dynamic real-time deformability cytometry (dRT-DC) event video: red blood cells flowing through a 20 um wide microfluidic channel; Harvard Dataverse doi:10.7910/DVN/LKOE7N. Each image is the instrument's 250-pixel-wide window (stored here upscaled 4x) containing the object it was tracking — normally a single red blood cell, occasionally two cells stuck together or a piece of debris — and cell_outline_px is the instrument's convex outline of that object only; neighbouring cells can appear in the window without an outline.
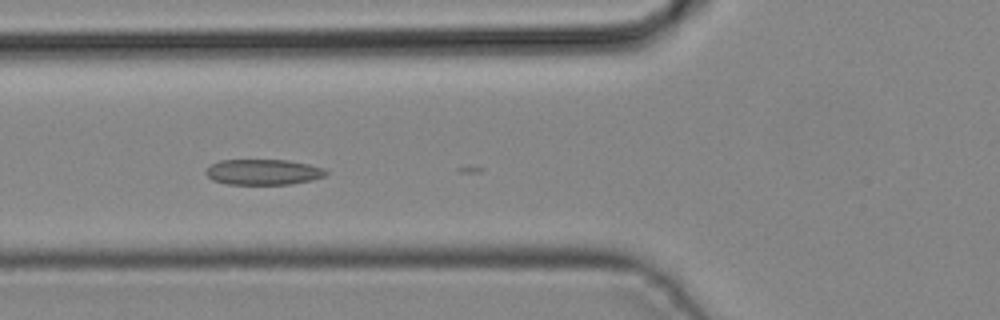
{"species": "common noctule bat (a hibernating species)", "species_latin": "Nyctalus noctula", "temperature_condition": "cold", "stored_images_in_passage": 3, "camera_frame_rate_fps": 3000, "um_per_image_px": 0.085, "animal": {"sex": "male", "body_mass_g": 19.2, "forearm_length_mm": 51.8}, "frame": {"image": 1, "passage_image": 3, "time_ms": 0.667, "image_size_px": [1000, 320], "cell_outline_px": [[328, 172], [324, 176], [312, 180], [292, 184], [228, 184], [212, 180], [204, 172], [212, 164], [220, 160], [288, 160], [308, 164], [324, 168]], "centroid_in_image_um": [22.38, 14.62], "position_along_channel_um": 103.4, "area_um2": 17.86}}